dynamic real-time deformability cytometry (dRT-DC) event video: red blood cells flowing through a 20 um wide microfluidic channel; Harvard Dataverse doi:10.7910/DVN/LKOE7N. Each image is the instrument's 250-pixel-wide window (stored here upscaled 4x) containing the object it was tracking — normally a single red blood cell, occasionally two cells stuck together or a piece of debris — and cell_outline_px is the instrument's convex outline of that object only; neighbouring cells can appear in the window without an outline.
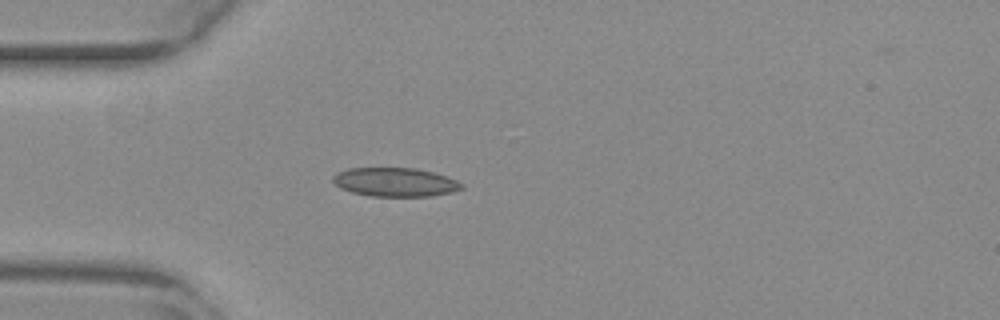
{"species": "common noctule bat (a hibernating species)", "species_latin": "Nyctalus noctula", "temperature_condition": "warm", "stored_images_in_passage": 39, "camera_frame_rate_fps": 3000, "um_per_image_px": 0.085, "animal": {"sex": "female", "body_mass_g": 29.2, "forearm_length_mm": 56.3}, "frame": {"image": 1, "passage_image": 1, "time_ms": 0.0, "image_size_px": [1000, 320], "cell_outline_px": [[464, 188], [452, 192], [432, 196], [372, 196], [352, 192], [340, 188], [332, 180], [332, 176], [336, 172], [348, 168], [416, 168], [448, 176], [464, 184]], "centroid_in_image_um": [33.6, 15.48], "position_along_channel_um": 51.4, "area_um2": 21.73}}
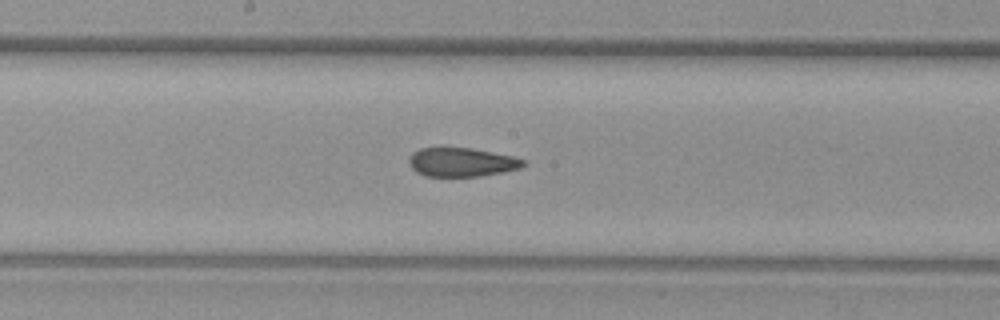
{"frame": {"image": 2, "passage_image": 14, "time_ms": 4.333, "image_size_px": [1000, 320], "cell_outline_px": [[528, 164], [520, 168], [504, 172], [480, 176], [424, 176], [416, 172], [412, 168], [408, 160], [412, 152], [420, 148], [440, 144], [472, 148], [512, 156], [524, 160]], "centroid_in_image_um": [39.19, 13.74], "position_along_channel_um": 209.0, "area_um2": 20.0}}
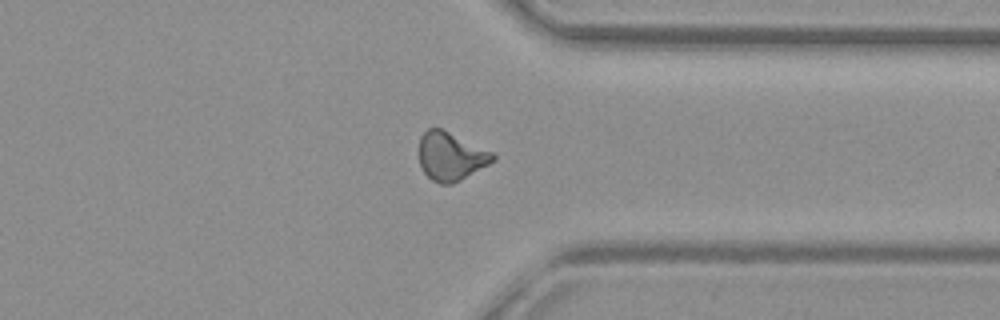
{"frame": {"image": 3, "passage_image": 27, "time_ms": 8.667, "image_size_px": [1000, 320], "cell_outline_px": [[496, 160], [460, 180], [452, 184], [440, 184], [432, 180], [424, 172], [420, 164], [420, 136], [428, 128], [440, 128], [492, 152], [496, 156]], "centroid_in_image_um": [38.31, 13.3], "position_along_channel_um": 373.1, "area_um2": 20.46}, "authors_computed_cell_mechanics": {"area_um2": 20.4034, "velocity_mm_per_s": 3.8641, "shape_relaxation_time_tau1_ms": null, "shape_relaxation_time_tau2_ms": 1.9267, "deformation_change_tau1": null, "deformation_change_tau2": 0.0656}}